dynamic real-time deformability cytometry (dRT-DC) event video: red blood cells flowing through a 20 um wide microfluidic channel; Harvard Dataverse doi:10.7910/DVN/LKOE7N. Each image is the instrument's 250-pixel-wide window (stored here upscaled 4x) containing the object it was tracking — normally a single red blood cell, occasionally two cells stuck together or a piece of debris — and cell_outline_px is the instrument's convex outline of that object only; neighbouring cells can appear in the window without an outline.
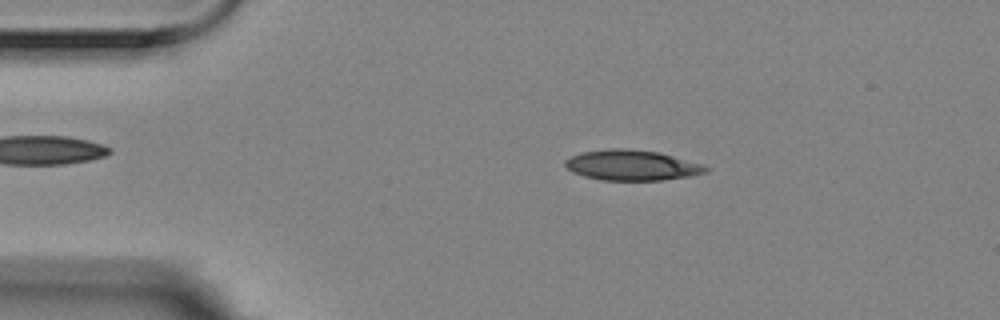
{"species": "Egyptian fruit bat (a non-hibernating species)", "species_latin": "Rousettus aegyptiacus", "temperature_condition": "room temperature", "stored_images_in_passage": 55, "camera_frame_rate_fps": 3000, "um_per_image_px": 0.085, "animal": {"sex": "female"}, "frame": {"image": 1, "passage_image": 9, "time_ms": 2.667, "image_size_px": [1000, 320], "cell_outline_px": [[712, 168], [708, 172], [688, 176], [664, 180], [604, 180], [584, 176], [572, 172], [564, 164], [564, 160], [580, 152], [608, 148], [624, 148], [660, 152], [700, 164]], "centroid_in_image_um": [53.69, 14.04], "position_along_channel_um": 31.3, "area_um2": 24.91}}
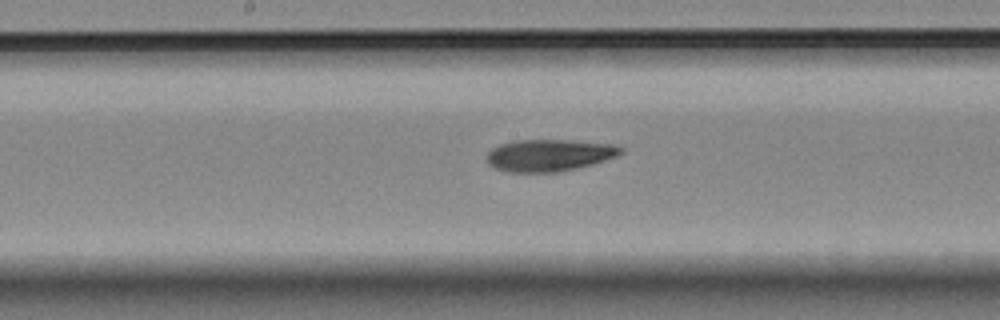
{"frame": {"image": 2, "passage_image": 27, "time_ms": 8.667, "image_size_px": [1000, 320], "cell_outline_px": [[624, 152], [616, 156], [592, 164], [576, 168], [556, 172], [508, 172], [492, 168], [488, 164], [488, 152], [492, 148], [500, 144], [516, 140], [572, 140], [616, 144], [624, 148]], "centroid_in_image_um": [46.69, 13.19], "position_along_channel_um": 201.5, "area_um2": 25.09}}
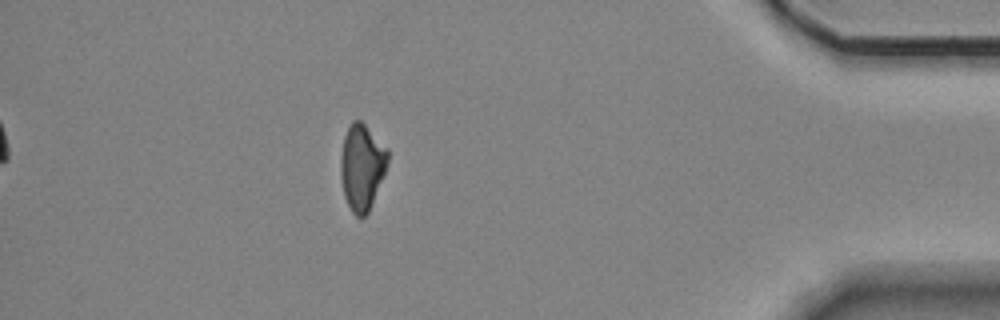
{"frame": {"image": 3, "passage_image": 48, "time_ms": 15.667, "image_size_px": [1000, 320], "cell_outline_px": [[388, 160], [384, 172], [368, 212], [364, 216], [356, 216], [352, 212], [344, 196], [340, 172], [340, 160], [344, 136], [352, 120], [360, 120], [388, 148]], "centroid_in_image_um": [30.74, 14.16], "position_along_channel_um": 404.5, "area_um2": 23.24}, "authors_computed_cell_mechanics": {"area_um2": 24.565, "velocity_mm_per_s": 3.5531, "shape_relaxation_time_tau1_ms": 7.2764, "shape_relaxation_time_tau2_ms": 9.8723, "deformation_change_tau1": 0.1817, "deformation_change_tau2": 0.2064}}